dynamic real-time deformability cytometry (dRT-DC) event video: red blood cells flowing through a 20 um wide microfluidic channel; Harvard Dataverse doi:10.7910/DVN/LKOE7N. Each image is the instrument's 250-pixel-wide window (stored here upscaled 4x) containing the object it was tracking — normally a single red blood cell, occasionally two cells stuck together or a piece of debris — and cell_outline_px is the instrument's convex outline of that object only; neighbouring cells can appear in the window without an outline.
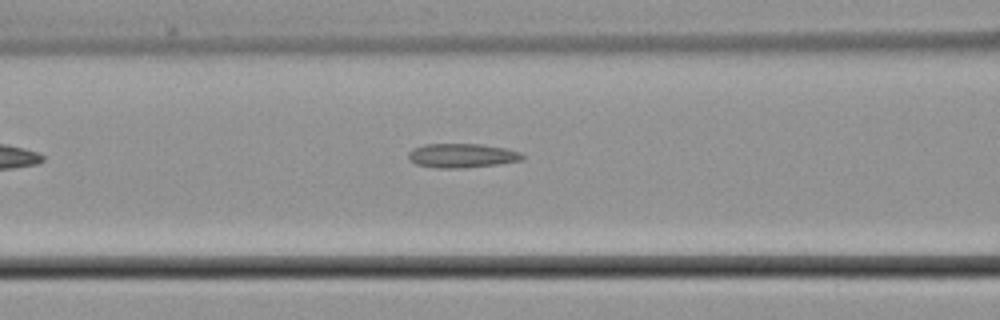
{"species": "common noctule bat (a hibernating species)", "species_latin": "Nyctalus noctula", "temperature_condition": "cold", "stored_images_in_passage": 6, "camera_frame_rate_fps": 3000, "um_per_image_px": 0.085, "animal": {"sex": "male", "body_mass_g": 21.5, "forearm_length_mm": 52.0}, "frame": {"image": 1, "passage_image": 6, "time_ms": 7.0, "image_size_px": [1000, 320], "cell_outline_px": [[524, 160], [500, 164], [464, 168], [436, 168], [416, 164], [408, 160], [408, 152], [412, 148], [424, 144], [480, 144], [508, 148], [520, 152], [524, 156]], "centroid_in_image_um": [39.27, 13.23], "position_along_channel_um": 127.3, "area_um2": 16.36}}